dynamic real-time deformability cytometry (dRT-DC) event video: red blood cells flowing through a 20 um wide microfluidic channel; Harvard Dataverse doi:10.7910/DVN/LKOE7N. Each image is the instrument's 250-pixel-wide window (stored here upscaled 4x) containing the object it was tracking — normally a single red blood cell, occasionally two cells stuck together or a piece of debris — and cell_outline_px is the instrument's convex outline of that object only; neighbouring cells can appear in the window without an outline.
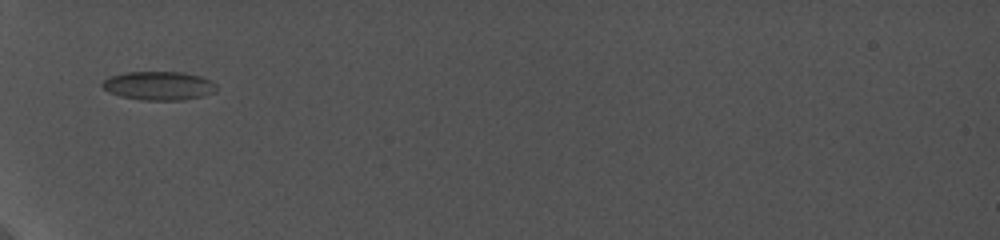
{"species": "common noctule bat (a hibernating species)", "species_latin": "Nyctalus noctula", "temperature_condition": "cold", "stored_images_in_passage": 24, "camera_frame_rate_fps": 5000, "um_per_image_px": 0.085, "animal": {"sex": "female", "body_mass_g": 19.0, "forearm_length_mm": 56.7}, "frame": {"image": 1, "passage_image": 1, "time_ms": 0.0, "image_size_px": [1000, 240], "cell_outline_px": [[216, 88], [212, 92], [204, 96], [184, 100], [140, 100], [120, 96], [108, 92], [100, 84], [108, 76], [124, 72], [184, 72], [200, 76], [212, 80], [216, 84]], "centroid_in_image_um": [13.48, 7.28], "position_along_channel_um": 71.5, "area_um2": 19.31}}
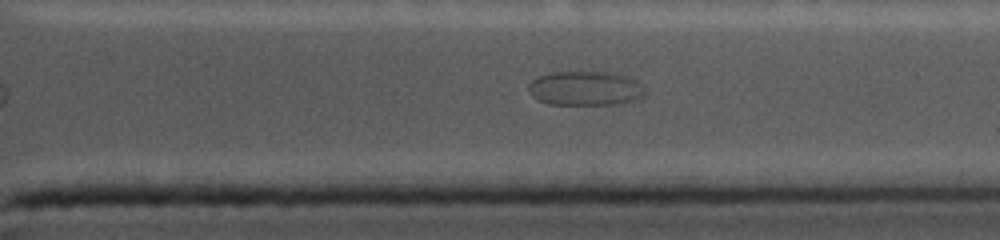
{"frame": {"image": 2, "passage_image": 18, "time_ms": 8.6, "image_size_px": [1000, 240], "cell_outline_px": [[644, 96], [632, 100], [616, 104], [548, 104], [536, 100], [528, 92], [528, 84], [532, 80], [540, 76], [552, 72], [584, 68], [620, 72], [636, 80], [640, 84], [644, 92]], "centroid_in_image_um": [49.72, 7.44], "position_along_channel_um": 361.7, "area_um2": 24.39}}
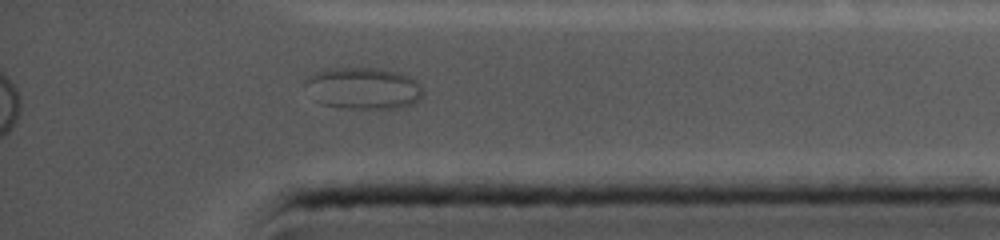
{"frame": {"image": 3, "passage_image": 21, "time_ms": 9.8, "image_size_px": [1000, 240], "cell_outline_px": [[424, 92], [420, 100], [412, 104], [400, 108], [340, 108], [320, 104], [316, 100], [304, 84], [308, 76], [316, 72], [328, 68], [380, 68], [400, 72], [416, 80], [424, 88]], "centroid_in_image_um": [30.92, 7.5], "position_along_channel_um": 404.3, "area_um2": 28.96}}